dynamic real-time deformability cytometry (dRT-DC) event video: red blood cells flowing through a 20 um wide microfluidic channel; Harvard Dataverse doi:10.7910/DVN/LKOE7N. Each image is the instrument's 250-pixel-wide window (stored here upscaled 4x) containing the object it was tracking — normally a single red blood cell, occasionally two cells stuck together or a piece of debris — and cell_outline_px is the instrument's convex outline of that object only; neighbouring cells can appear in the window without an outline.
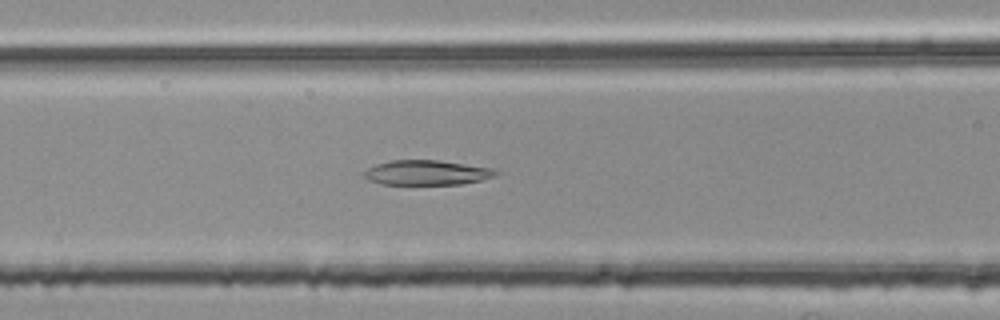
{"species": "common noctule bat (a hibernating species)", "species_latin": "Nyctalus noctula", "temperature_condition": "room temperature", "stored_images_in_passage": 38, "camera_frame_rate_fps": 3000, "um_per_image_px": 0.085, "animal": {"sex": "female", "body_mass_g": 25.1}, "frame": {"image": 1, "passage_image": 13, "time_ms": 4.0, "image_size_px": [1000, 320], "cell_outline_px": [[500, 172], [496, 176], [480, 180], [460, 184], [380, 184], [368, 180], [364, 176], [364, 172], [368, 168], [376, 164], [392, 160], [436, 160], [492, 168]], "centroid_in_image_um": [36.27, 14.67], "position_along_channel_um": 130.3, "area_um2": 18.9}}
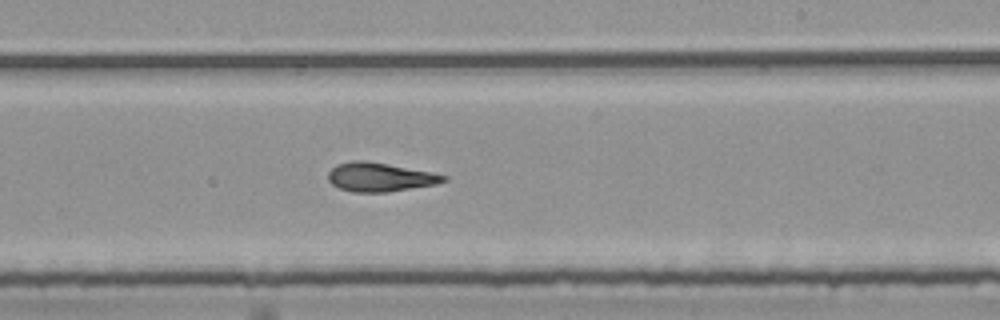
{"frame": {"image": 2, "passage_image": 23, "time_ms": 7.333, "image_size_px": [1000, 320], "cell_outline_px": [[448, 180], [436, 184], [388, 192], [352, 192], [340, 188], [332, 184], [328, 180], [328, 172], [336, 164], [352, 160], [364, 160], [388, 164], [448, 176]], "centroid_in_image_um": [32.25, 15.05], "position_along_channel_um": 256.7, "area_um2": 19.31}}
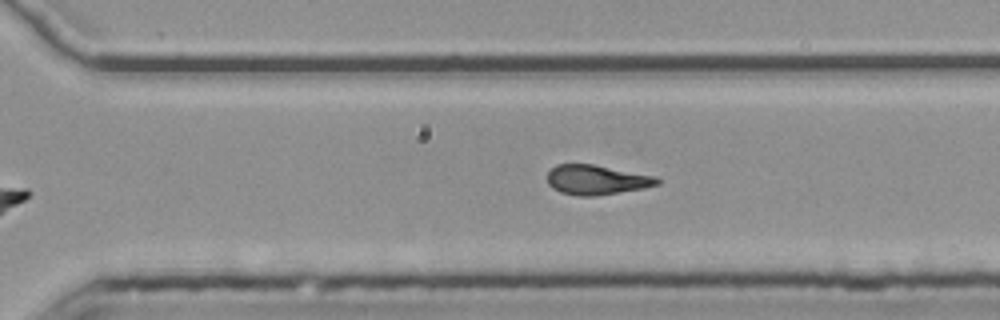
{"frame": {"image": 3, "passage_image": 28, "time_ms": 9.0, "image_size_px": [1000, 320], "cell_outline_px": [[660, 184], [644, 188], [592, 196], [576, 196], [560, 192], [552, 188], [548, 184], [548, 172], [556, 164], [592, 164], [656, 176], [660, 180]], "centroid_in_image_um": [50.7, 15.28], "position_along_channel_um": 319.9, "area_um2": 18.96}, "authors_computed_cell_mechanics": {"area_um2": 19.8254, "velocity_mm_per_s": 3.7967, "shape_relaxation_time_tau1_ms": null, "shape_relaxation_time_tau2_ms": 3.0519, "deformation_change_tau1": null, "deformation_change_tau2": 0.1251}}